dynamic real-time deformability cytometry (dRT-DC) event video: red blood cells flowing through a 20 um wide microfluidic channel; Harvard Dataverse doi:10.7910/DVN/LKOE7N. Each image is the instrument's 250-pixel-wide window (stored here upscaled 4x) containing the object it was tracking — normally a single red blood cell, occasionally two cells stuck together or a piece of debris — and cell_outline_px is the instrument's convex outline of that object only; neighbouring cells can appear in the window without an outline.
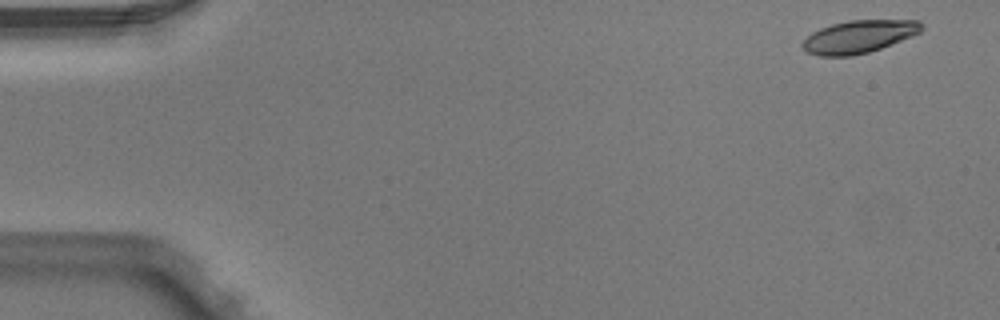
{"species": "Egyptian fruit bat (a non-hibernating species)", "species_latin": "Rousettus aegyptiacus", "temperature_condition": "warm", "stored_images_in_passage": 4, "camera_frame_rate_fps": 3000, "um_per_image_px": 0.085, "animal": {"sex": "male"}, "frame": {"image": 1, "passage_image": 1, "time_ms": 0.0, "image_size_px": [1000, 320], "cell_outline_px": [[924, 28], [920, 32], [912, 36], [880, 48], [868, 52], [852, 56], [820, 56], [808, 52], [800, 44], [812, 32], [820, 28], [832, 24], [848, 20], [920, 20], [924, 24]], "centroid_in_image_um": [73.02, 3.1], "position_along_channel_um": 12.0, "area_um2": 22.66}}